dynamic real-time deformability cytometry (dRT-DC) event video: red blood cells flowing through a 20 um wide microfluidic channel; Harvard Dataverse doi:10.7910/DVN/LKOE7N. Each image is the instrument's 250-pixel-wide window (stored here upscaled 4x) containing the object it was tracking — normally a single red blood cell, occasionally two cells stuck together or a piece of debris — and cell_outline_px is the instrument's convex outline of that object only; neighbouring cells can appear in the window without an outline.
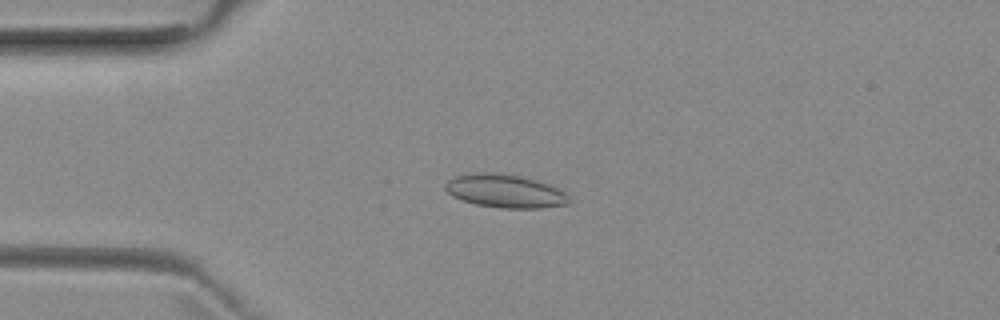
{"species": "common noctule bat (a hibernating species)", "species_latin": "Nyctalus noctula", "temperature_condition": "room temperature", "stored_images_in_passage": 51, "camera_frame_rate_fps": 3000, "um_per_image_px": 0.085, "animal": {"sex": "female", "body_mass_g": 29.2, "forearm_length_mm": 56.3}, "frame": {"image": 1, "passage_image": 12, "time_ms": 3.667, "image_size_px": [1000, 320], "cell_outline_px": [[572, 200], [568, 204], [544, 208], [500, 208], [476, 204], [452, 196], [444, 188], [444, 184], [448, 180], [456, 176], [472, 172], [484, 172], [520, 176], [536, 180], [548, 184], [564, 192]], "centroid_in_image_um": [42.93, 16.25], "position_along_channel_um": 42.1, "area_um2": 23.93}}
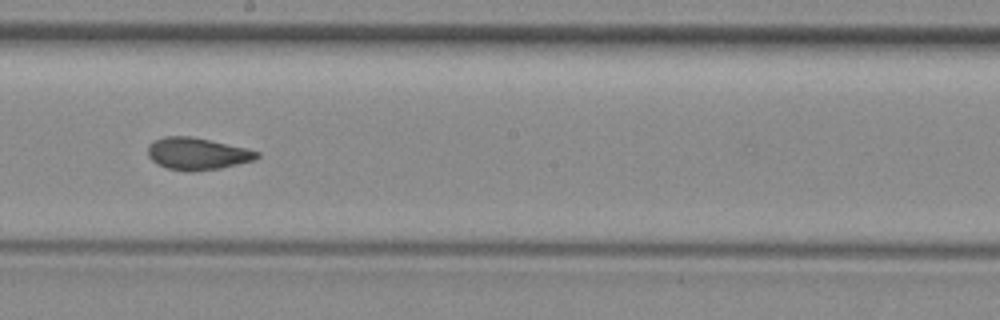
{"frame": {"image": 2, "passage_image": 28, "time_ms": 9.0, "image_size_px": [1000, 320], "cell_outline_px": [[260, 156], [252, 160], [220, 168], [192, 172], [188, 172], [168, 168], [156, 164], [148, 156], [148, 144], [164, 136], [192, 136], [244, 148], [260, 152]], "centroid_in_image_um": [16.72, 13.07], "position_along_channel_um": 231.5, "area_um2": 20.23}}
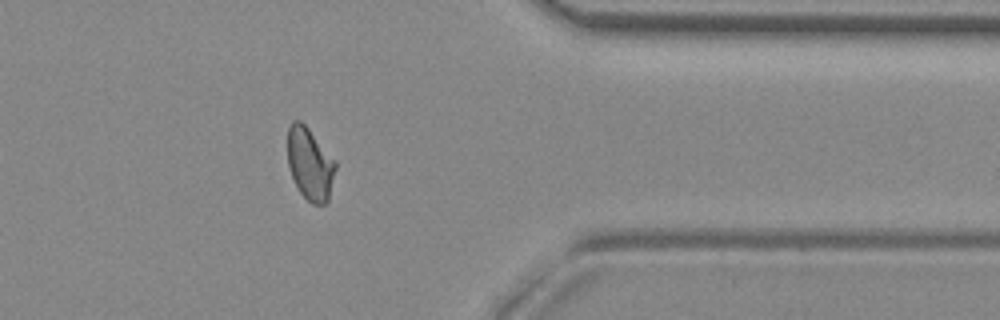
{"frame": {"image": 3, "passage_image": 41, "time_ms": 13.333, "image_size_px": [1000, 320], "cell_outline_px": [[336, 168], [328, 200], [324, 204], [312, 204], [300, 192], [288, 168], [288, 128], [292, 120], [300, 120], [308, 128], [336, 160]], "centroid_in_image_um": [26.35, 13.91], "position_along_channel_um": 385.1, "area_um2": 20.11}, "authors_computed_cell_mechanics": {"area_um2": 20.5768, "velocity_mm_per_s": 3.9507, "shape_relaxation_time_tau1_ms": null, "shape_relaxation_time_tau2_ms": 1.4407, "deformation_change_tau1": null, "deformation_change_tau2": 0.0605}}